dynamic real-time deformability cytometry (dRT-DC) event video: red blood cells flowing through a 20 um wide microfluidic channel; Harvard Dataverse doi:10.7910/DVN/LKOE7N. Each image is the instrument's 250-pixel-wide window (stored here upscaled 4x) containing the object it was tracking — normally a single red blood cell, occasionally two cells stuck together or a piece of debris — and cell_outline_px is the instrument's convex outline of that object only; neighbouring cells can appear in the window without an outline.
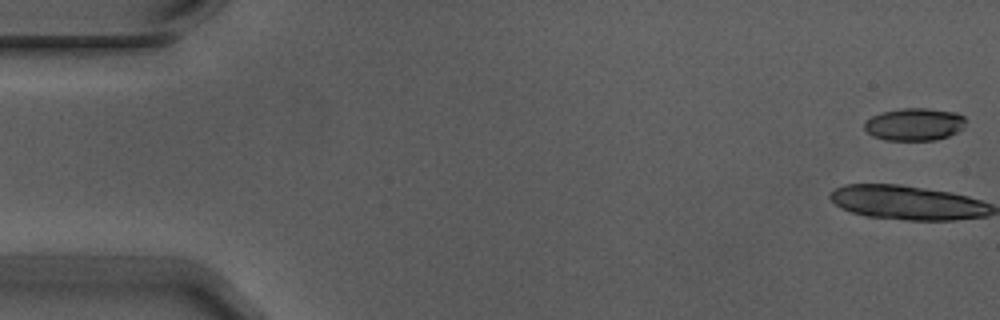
{"species": "Egyptian fruit bat (a non-hibernating species)", "species_latin": "Rousettus aegyptiacus", "temperature_condition": "warm", "stored_images_in_passage": 3, "camera_frame_rate_fps": 3000, "um_per_image_px": 0.085, "animal": {"sex": "male"}, "frame": {"image": 1, "passage_image": 1, "time_ms": 0.0, "image_size_px": [1000, 320], "cell_outline_px": [[968, 120], [964, 128], [948, 136], [936, 140], [888, 140], [872, 136], [864, 128], [864, 124], [872, 116], [880, 112], [900, 108], [928, 108], [956, 112], [964, 116]], "centroid_in_image_um": [77.77, 10.55], "position_along_channel_um": 7.2, "area_um2": 19.42}}